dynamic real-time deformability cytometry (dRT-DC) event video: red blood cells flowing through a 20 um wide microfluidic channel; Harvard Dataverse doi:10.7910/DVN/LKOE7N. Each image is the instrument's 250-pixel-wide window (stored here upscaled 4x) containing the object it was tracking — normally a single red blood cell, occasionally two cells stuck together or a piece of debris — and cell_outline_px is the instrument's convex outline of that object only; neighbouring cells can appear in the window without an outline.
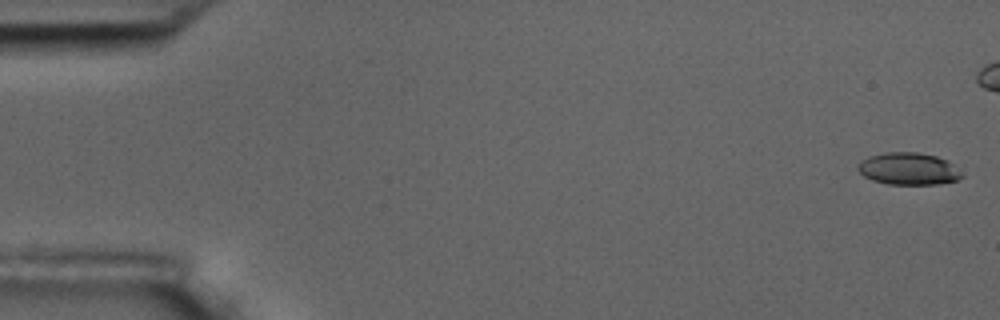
{"species": "common noctule bat (a hibernating species)", "species_latin": "Nyctalus noctula", "temperature_condition": "room temperature", "stored_images_in_passage": 6, "camera_frame_rate_fps": 3000, "um_per_image_px": 0.085, "animal": {"sex": "male", "body_mass_g": 17.5, "forearm_length_mm": 52.3}, "frame": {"image": 1, "passage_image": 1, "time_ms": 0.0, "image_size_px": [1000, 320], "cell_outline_px": [[964, 176], [956, 180], [936, 184], [888, 184], [872, 180], [864, 176], [856, 168], [860, 160], [868, 156], [884, 152], [916, 152], [936, 156], [948, 160]], "centroid_in_image_um": [77.18, 14.33], "position_along_channel_um": 7.8, "area_um2": 19.48}}